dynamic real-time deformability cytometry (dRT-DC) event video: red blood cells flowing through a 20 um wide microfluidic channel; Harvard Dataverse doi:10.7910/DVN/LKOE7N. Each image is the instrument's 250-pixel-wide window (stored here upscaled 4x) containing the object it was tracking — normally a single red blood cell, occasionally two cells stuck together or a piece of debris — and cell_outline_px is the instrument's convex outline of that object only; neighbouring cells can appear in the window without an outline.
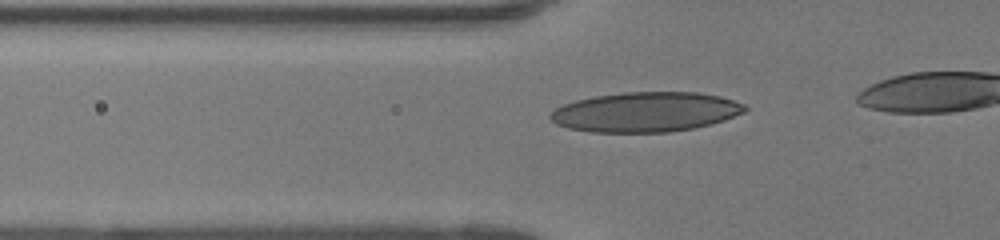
{"species": "human", "species_latin": "Homo sapiens", "temperature_condition": "room temperature", "stored_images_in_passage": 29, "camera_frame_rate_fps": 3000, "um_per_image_px": 0.085, "donor": {"sex": "female"}, "frame": {"image": 1, "passage_image": 3, "time_ms": 0.667, "image_size_px": [1000, 240], "cell_outline_px": [[748, 108], [744, 112], [724, 120], [692, 128], [668, 132], [592, 132], [568, 128], [556, 124], [548, 116], [556, 108], [564, 104], [576, 100], [596, 96], [624, 92], [696, 92], [720, 96], [744, 104]], "centroid_in_image_um": [54.87, 9.51], "position_along_channel_um": 70.9, "area_um2": 44.85}}
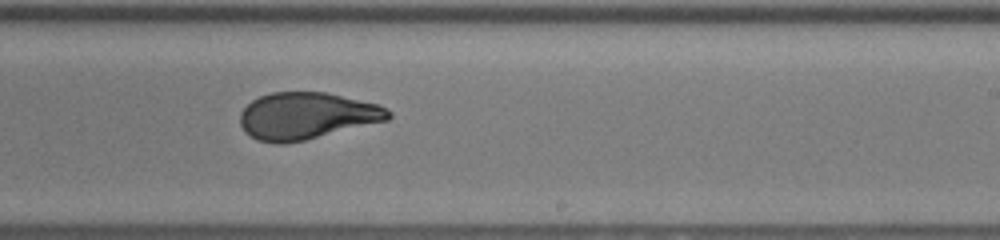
{"frame": {"image": 2, "passage_image": 17, "time_ms": 5.333, "image_size_px": [1000, 240], "cell_outline_px": [[392, 116], [388, 120], [304, 140], [284, 144], [276, 144], [256, 140], [244, 132], [240, 124], [240, 112], [252, 100], [260, 96], [272, 92], [324, 92], [376, 104], [392, 112]], "centroid_in_image_um": [26.01, 9.86], "position_along_channel_um": 263.0, "area_um2": 40.29}}
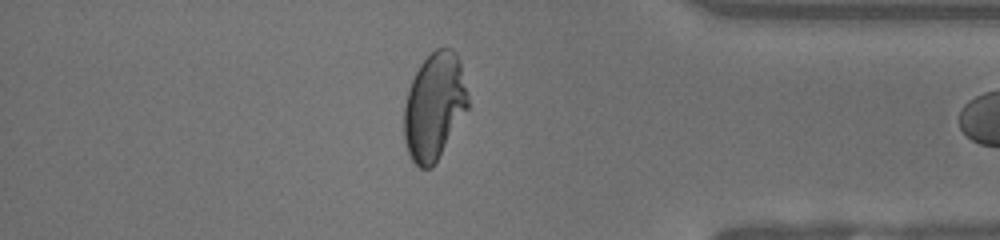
{"frame": {"image": 3, "passage_image": 28, "time_ms": 9.0, "image_size_px": [1000, 240], "cell_outline_px": [[468, 108], [432, 168], [420, 168], [412, 160], [408, 152], [404, 140], [404, 108], [408, 92], [412, 80], [420, 64], [436, 48], [452, 48], [456, 52], [460, 60], [468, 92]], "centroid_in_image_um": [36.92, 9.02], "position_along_channel_um": 398.3, "area_um2": 39.65}}